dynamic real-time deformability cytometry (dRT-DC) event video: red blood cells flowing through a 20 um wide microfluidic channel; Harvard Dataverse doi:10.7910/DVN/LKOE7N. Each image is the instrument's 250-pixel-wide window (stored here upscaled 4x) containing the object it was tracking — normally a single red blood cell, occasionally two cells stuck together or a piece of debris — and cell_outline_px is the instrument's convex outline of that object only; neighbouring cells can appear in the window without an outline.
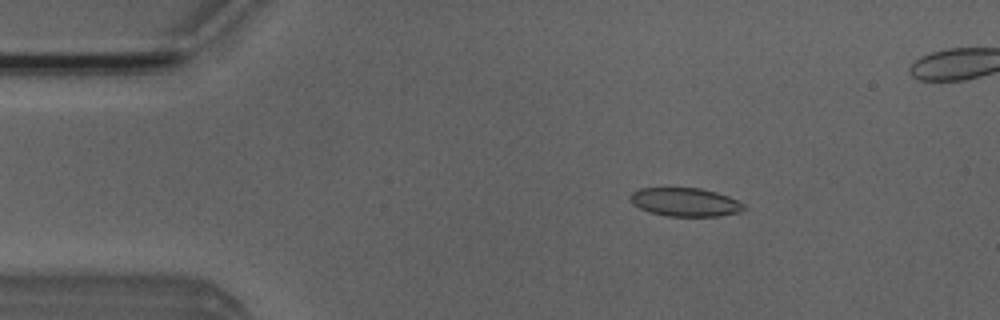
{"species": "Egyptian fruit bat (a non-hibernating species)", "species_latin": "Rousettus aegyptiacus", "temperature_condition": "room temperature", "stored_images_in_passage": 45, "camera_frame_rate_fps": 3000, "um_per_image_px": 0.085, "animal": {"sex": "male"}, "frame": {"image": 1, "passage_image": 1, "time_ms": 0.0, "image_size_px": [1000, 320], "cell_outline_px": [[744, 208], [740, 212], [720, 216], [668, 216], [648, 212], [632, 204], [628, 196], [632, 192], [640, 188], [700, 188], [716, 192], [728, 196], [744, 204]], "centroid_in_image_um": [58.2, 17.18], "position_along_channel_um": 26.8, "area_um2": 18.9}}
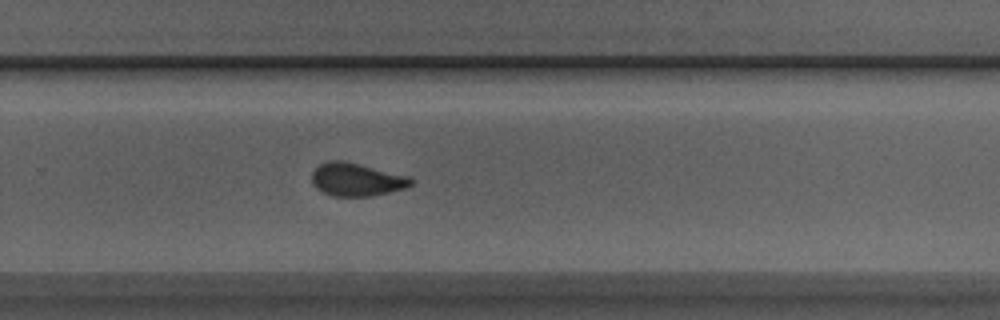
{"frame": {"image": 2, "passage_image": 26, "time_ms": 8.333, "image_size_px": [1000, 320], "cell_outline_px": [[412, 184], [404, 188], [372, 196], [332, 196], [316, 188], [312, 184], [312, 172], [320, 164], [328, 160], [344, 160], [408, 176], [412, 180]], "centroid_in_image_um": [30.26, 15.25], "position_along_channel_um": 299.5, "area_um2": 18.96}}
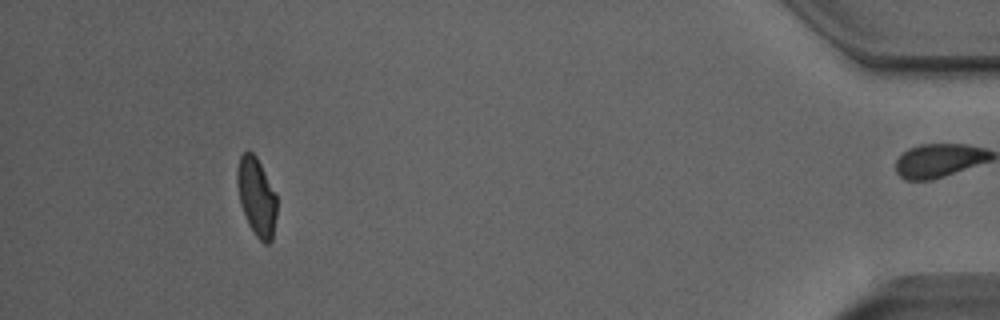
{"frame": {"image": 3, "passage_image": 40, "time_ms": 13.0, "image_size_px": [1000, 320], "cell_outline_px": [[276, 216], [272, 240], [268, 244], [264, 244], [256, 236], [248, 224], [240, 204], [236, 184], [236, 168], [240, 156], [248, 148], [256, 156], [276, 192]], "centroid_in_image_um": [21.79, 16.7], "position_along_channel_um": 413.4, "area_um2": 18.38}, "authors_computed_cell_mechanics": {"area_um2": 19.1896, "velocity_mm_per_s": 3.9469, "shape_relaxation_time_tau1_ms": 4.3746, "shape_relaxation_time_tau2_ms": 1.1876, "deformation_change_tau1": 0.121, "deformation_change_tau2": 0.0619}}